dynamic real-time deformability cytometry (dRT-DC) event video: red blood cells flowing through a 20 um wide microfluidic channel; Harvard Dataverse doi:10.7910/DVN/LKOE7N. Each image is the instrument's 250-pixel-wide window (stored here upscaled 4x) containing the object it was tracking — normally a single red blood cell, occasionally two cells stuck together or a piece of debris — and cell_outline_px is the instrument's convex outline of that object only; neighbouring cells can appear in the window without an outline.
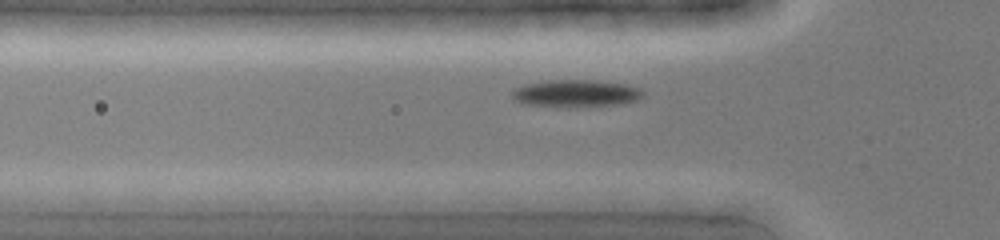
{"species": "common noctule bat (a hibernating species)", "species_latin": "Nyctalus noctula", "temperature_condition": "cold", "stored_images_in_passage": 34, "camera_frame_rate_fps": 3000, "um_per_image_px": 0.085, "animal": {"sex": "female", "body_mass_g": 19.0, "forearm_length_mm": 51.5}, "frame": {"image": 1, "passage_image": 9, "time_ms": 2.667, "image_size_px": [1000, 240], "cell_outline_px": [[644, 96], [636, 100], [620, 104], [576, 108], [520, 104], [512, 100], [512, 88], [524, 84], [548, 80], [596, 80], [628, 84], [640, 88], [644, 92]], "centroid_in_image_um": [48.92, 7.95], "position_along_channel_um": 76.9, "area_um2": 21.5}}
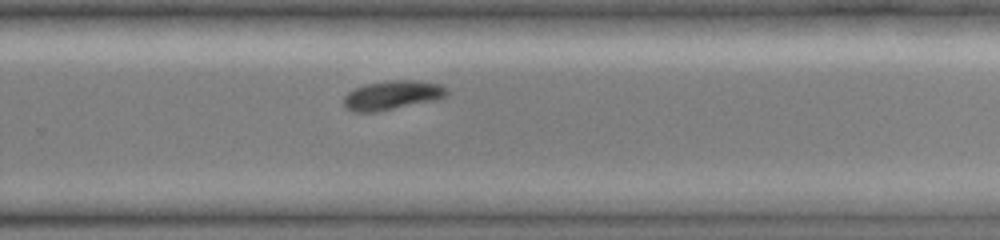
{"frame": {"image": 2, "passage_image": 24, "time_ms": 7.667, "image_size_px": [1000, 240], "cell_outline_px": [[448, 96], [436, 100], [376, 112], [352, 112], [344, 104], [344, 96], [348, 92], [356, 88], [368, 84], [388, 80], [416, 80], [440, 84], [448, 88]], "centroid_in_image_um": [33.39, 8.09], "position_along_channel_um": 296.4, "area_um2": 17.51}}
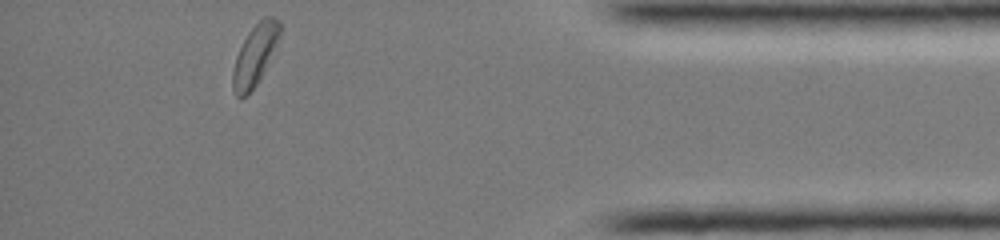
{"frame": {"image": 3, "passage_image": 34, "time_ms": 11.0, "image_size_px": [1000, 240], "cell_outline_px": [[280, 36], [256, 84], [240, 100], [236, 96], [232, 88], [232, 72], [236, 56], [248, 32], [264, 16], [272, 16], [280, 20]], "centroid_in_image_um": [21.64, 4.66], "position_along_channel_um": 413.6, "area_um2": 16.13}}